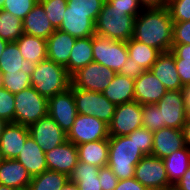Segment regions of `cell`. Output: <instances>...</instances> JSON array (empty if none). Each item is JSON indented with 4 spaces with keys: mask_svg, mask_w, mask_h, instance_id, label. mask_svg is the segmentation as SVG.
Masks as SVG:
<instances>
[{
    "mask_svg": "<svg viewBox=\"0 0 190 190\" xmlns=\"http://www.w3.org/2000/svg\"><path fill=\"white\" fill-rule=\"evenodd\" d=\"M98 177L102 190H114L119 181L117 176L108 166L100 168Z\"/></svg>",
    "mask_w": 190,
    "mask_h": 190,
    "instance_id": "f6af8a7d",
    "label": "cell"
},
{
    "mask_svg": "<svg viewBox=\"0 0 190 190\" xmlns=\"http://www.w3.org/2000/svg\"><path fill=\"white\" fill-rule=\"evenodd\" d=\"M31 176L16 159H4L0 164V184L23 190L28 189Z\"/></svg>",
    "mask_w": 190,
    "mask_h": 190,
    "instance_id": "603a6c76",
    "label": "cell"
},
{
    "mask_svg": "<svg viewBox=\"0 0 190 190\" xmlns=\"http://www.w3.org/2000/svg\"><path fill=\"white\" fill-rule=\"evenodd\" d=\"M116 74L115 71L93 61L71 76V85L78 89L102 93Z\"/></svg>",
    "mask_w": 190,
    "mask_h": 190,
    "instance_id": "9c48e42d",
    "label": "cell"
},
{
    "mask_svg": "<svg viewBox=\"0 0 190 190\" xmlns=\"http://www.w3.org/2000/svg\"><path fill=\"white\" fill-rule=\"evenodd\" d=\"M177 190H190V166L183 174L182 178L173 186Z\"/></svg>",
    "mask_w": 190,
    "mask_h": 190,
    "instance_id": "f907efd6",
    "label": "cell"
},
{
    "mask_svg": "<svg viewBox=\"0 0 190 190\" xmlns=\"http://www.w3.org/2000/svg\"><path fill=\"white\" fill-rule=\"evenodd\" d=\"M135 19L136 17L116 10L104 2L95 22V32L111 40L127 42L133 37Z\"/></svg>",
    "mask_w": 190,
    "mask_h": 190,
    "instance_id": "277c9868",
    "label": "cell"
},
{
    "mask_svg": "<svg viewBox=\"0 0 190 190\" xmlns=\"http://www.w3.org/2000/svg\"><path fill=\"white\" fill-rule=\"evenodd\" d=\"M4 161V157L2 156L1 150H0V164Z\"/></svg>",
    "mask_w": 190,
    "mask_h": 190,
    "instance_id": "6125c7cd",
    "label": "cell"
},
{
    "mask_svg": "<svg viewBox=\"0 0 190 190\" xmlns=\"http://www.w3.org/2000/svg\"><path fill=\"white\" fill-rule=\"evenodd\" d=\"M60 190H80V189L76 184L70 183L68 181Z\"/></svg>",
    "mask_w": 190,
    "mask_h": 190,
    "instance_id": "db71d44e",
    "label": "cell"
},
{
    "mask_svg": "<svg viewBox=\"0 0 190 190\" xmlns=\"http://www.w3.org/2000/svg\"><path fill=\"white\" fill-rule=\"evenodd\" d=\"M173 44L190 45V21L173 24Z\"/></svg>",
    "mask_w": 190,
    "mask_h": 190,
    "instance_id": "ee69618b",
    "label": "cell"
},
{
    "mask_svg": "<svg viewBox=\"0 0 190 190\" xmlns=\"http://www.w3.org/2000/svg\"><path fill=\"white\" fill-rule=\"evenodd\" d=\"M144 8H162L168 5V0H140Z\"/></svg>",
    "mask_w": 190,
    "mask_h": 190,
    "instance_id": "816d5d0a",
    "label": "cell"
},
{
    "mask_svg": "<svg viewBox=\"0 0 190 190\" xmlns=\"http://www.w3.org/2000/svg\"><path fill=\"white\" fill-rule=\"evenodd\" d=\"M144 156L133 137L109 136L107 166L119 180L134 177L135 166Z\"/></svg>",
    "mask_w": 190,
    "mask_h": 190,
    "instance_id": "7a4b0ae2",
    "label": "cell"
},
{
    "mask_svg": "<svg viewBox=\"0 0 190 190\" xmlns=\"http://www.w3.org/2000/svg\"><path fill=\"white\" fill-rule=\"evenodd\" d=\"M185 94L186 105H190V85H187L183 88Z\"/></svg>",
    "mask_w": 190,
    "mask_h": 190,
    "instance_id": "11a10c76",
    "label": "cell"
},
{
    "mask_svg": "<svg viewBox=\"0 0 190 190\" xmlns=\"http://www.w3.org/2000/svg\"><path fill=\"white\" fill-rule=\"evenodd\" d=\"M68 181L66 174L46 170L31 178L28 190H60Z\"/></svg>",
    "mask_w": 190,
    "mask_h": 190,
    "instance_id": "d6a6232c",
    "label": "cell"
},
{
    "mask_svg": "<svg viewBox=\"0 0 190 190\" xmlns=\"http://www.w3.org/2000/svg\"><path fill=\"white\" fill-rule=\"evenodd\" d=\"M185 122H190V105H186Z\"/></svg>",
    "mask_w": 190,
    "mask_h": 190,
    "instance_id": "6f0895ef",
    "label": "cell"
},
{
    "mask_svg": "<svg viewBox=\"0 0 190 190\" xmlns=\"http://www.w3.org/2000/svg\"><path fill=\"white\" fill-rule=\"evenodd\" d=\"M58 30L68 33L76 39L92 37L96 34L95 23L91 20V12L65 11Z\"/></svg>",
    "mask_w": 190,
    "mask_h": 190,
    "instance_id": "44dd1931",
    "label": "cell"
},
{
    "mask_svg": "<svg viewBox=\"0 0 190 190\" xmlns=\"http://www.w3.org/2000/svg\"><path fill=\"white\" fill-rule=\"evenodd\" d=\"M182 85H190V62L183 59H174Z\"/></svg>",
    "mask_w": 190,
    "mask_h": 190,
    "instance_id": "7dc6e473",
    "label": "cell"
},
{
    "mask_svg": "<svg viewBox=\"0 0 190 190\" xmlns=\"http://www.w3.org/2000/svg\"><path fill=\"white\" fill-rule=\"evenodd\" d=\"M15 42L25 60L38 64L47 59L46 39L23 33Z\"/></svg>",
    "mask_w": 190,
    "mask_h": 190,
    "instance_id": "83f0119b",
    "label": "cell"
},
{
    "mask_svg": "<svg viewBox=\"0 0 190 190\" xmlns=\"http://www.w3.org/2000/svg\"><path fill=\"white\" fill-rule=\"evenodd\" d=\"M134 82L135 79L117 73L102 93L116 106L132 102L134 101Z\"/></svg>",
    "mask_w": 190,
    "mask_h": 190,
    "instance_id": "484cf974",
    "label": "cell"
},
{
    "mask_svg": "<svg viewBox=\"0 0 190 190\" xmlns=\"http://www.w3.org/2000/svg\"><path fill=\"white\" fill-rule=\"evenodd\" d=\"M48 115L68 134L78 115L73 86L48 98Z\"/></svg>",
    "mask_w": 190,
    "mask_h": 190,
    "instance_id": "4fadbf2b",
    "label": "cell"
},
{
    "mask_svg": "<svg viewBox=\"0 0 190 190\" xmlns=\"http://www.w3.org/2000/svg\"><path fill=\"white\" fill-rule=\"evenodd\" d=\"M0 85L15 94L31 86V76L22 71L0 73Z\"/></svg>",
    "mask_w": 190,
    "mask_h": 190,
    "instance_id": "e575fe53",
    "label": "cell"
},
{
    "mask_svg": "<svg viewBox=\"0 0 190 190\" xmlns=\"http://www.w3.org/2000/svg\"><path fill=\"white\" fill-rule=\"evenodd\" d=\"M16 160L26 168L31 177L48 170L45 153L31 135L27 137Z\"/></svg>",
    "mask_w": 190,
    "mask_h": 190,
    "instance_id": "7402d4cb",
    "label": "cell"
},
{
    "mask_svg": "<svg viewBox=\"0 0 190 190\" xmlns=\"http://www.w3.org/2000/svg\"><path fill=\"white\" fill-rule=\"evenodd\" d=\"M114 190H150V189L143 186L134 177H131L125 180H119Z\"/></svg>",
    "mask_w": 190,
    "mask_h": 190,
    "instance_id": "c3c4849f",
    "label": "cell"
},
{
    "mask_svg": "<svg viewBox=\"0 0 190 190\" xmlns=\"http://www.w3.org/2000/svg\"><path fill=\"white\" fill-rule=\"evenodd\" d=\"M99 170L97 166L78 161L68 176L69 182L76 184L80 190H102L98 177Z\"/></svg>",
    "mask_w": 190,
    "mask_h": 190,
    "instance_id": "f1b7e54d",
    "label": "cell"
},
{
    "mask_svg": "<svg viewBox=\"0 0 190 190\" xmlns=\"http://www.w3.org/2000/svg\"><path fill=\"white\" fill-rule=\"evenodd\" d=\"M109 126V136H127L142 127V105L137 101L116 106Z\"/></svg>",
    "mask_w": 190,
    "mask_h": 190,
    "instance_id": "7c38bea8",
    "label": "cell"
},
{
    "mask_svg": "<svg viewBox=\"0 0 190 190\" xmlns=\"http://www.w3.org/2000/svg\"><path fill=\"white\" fill-rule=\"evenodd\" d=\"M184 144L190 149V122H185L182 127Z\"/></svg>",
    "mask_w": 190,
    "mask_h": 190,
    "instance_id": "f5cc1de1",
    "label": "cell"
},
{
    "mask_svg": "<svg viewBox=\"0 0 190 190\" xmlns=\"http://www.w3.org/2000/svg\"><path fill=\"white\" fill-rule=\"evenodd\" d=\"M14 123L29 127L48 115V99L32 86L14 94Z\"/></svg>",
    "mask_w": 190,
    "mask_h": 190,
    "instance_id": "5b68a950",
    "label": "cell"
},
{
    "mask_svg": "<svg viewBox=\"0 0 190 190\" xmlns=\"http://www.w3.org/2000/svg\"><path fill=\"white\" fill-rule=\"evenodd\" d=\"M109 138V126L95 116L78 114L67 134V140L75 144L88 143Z\"/></svg>",
    "mask_w": 190,
    "mask_h": 190,
    "instance_id": "30bf717a",
    "label": "cell"
},
{
    "mask_svg": "<svg viewBox=\"0 0 190 190\" xmlns=\"http://www.w3.org/2000/svg\"><path fill=\"white\" fill-rule=\"evenodd\" d=\"M142 127L153 133L161 129L160 109L156 104L142 105Z\"/></svg>",
    "mask_w": 190,
    "mask_h": 190,
    "instance_id": "74e56055",
    "label": "cell"
},
{
    "mask_svg": "<svg viewBox=\"0 0 190 190\" xmlns=\"http://www.w3.org/2000/svg\"><path fill=\"white\" fill-rule=\"evenodd\" d=\"M0 190H19L0 184Z\"/></svg>",
    "mask_w": 190,
    "mask_h": 190,
    "instance_id": "91938a15",
    "label": "cell"
},
{
    "mask_svg": "<svg viewBox=\"0 0 190 190\" xmlns=\"http://www.w3.org/2000/svg\"><path fill=\"white\" fill-rule=\"evenodd\" d=\"M144 71L145 70L139 64H135L133 60L128 57L126 63L122 66L118 74L136 79Z\"/></svg>",
    "mask_w": 190,
    "mask_h": 190,
    "instance_id": "bcb514c9",
    "label": "cell"
},
{
    "mask_svg": "<svg viewBox=\"0 0 190 190\" xmlns=\"http://www.w3.org/2000/svg\"><path fill=\"white\" fill-rule=\"evenodd\" d=\"M173 24L167 6L144 8L135 19L132 38L157 49L160 53L171 51Z\"/></svg>",
    "mask_w": 190,
    "mask_h": 190,
    "instance_id": "6da1fadb",
    "label": "cell"
},
{
    "mask_svg": "<svg viewBox=\"0 0 190 190\" xmlns=\"http://www.w3.org/2000/svg\"><path fill=\"white\" fill-rule=\"evenodd\" d=\"M78 114L95 116L108 125L111 123L116 105L100 92H93L73 87Z\"/></svg>",
    "mask_w": 190,
    "mask_h": 190,
    "instance_id": "52a82bcc",
    "label": "cell"
},
{
    "mask_svg": "<svg viewBox=\"0 0 190 190\" xmlns=\"http://www.w3.org/2000/svg\"><path fill=\"white\" fill-rule=\"evenodd\" d=\"M105 0H67L66 11L91 12V20L95 23Z\"/></svg>",
    "mask_w": 190,
    "mask_h": 190,
    "instance_id": "8d00e7d4",
    "label": "cell"
},
{
    "mask_svg": "<svg viewBox=\"0 0 190 190\" xmlns=\"http://www.w3.org/2000/svg\"><path fill=\"white\" fill-rule=\"evenodd\" d=\"M55 30L38 1L23 20V33L47 40Z\"/></svg>",
    "mask_w": 190,
    "mask_h": 190,
    "instance_id": "cb8c5ba5",
    "label": "cell"
},
{
    "mask_svg": "<svg viewBox=\"0 0 190 190\" xmlns=\"http://www.w3.org/2000/svg\"><path fill=\"white\" fill-rule=\"evenodd\" d=\"M36 64L25 60L16 42H8L3 54L0 57V73L22 71L32 75Z\"/></svg>",
    "mask_w": 190,
    "mask_h": 190,
    "instance_id": "d4e9b609",
    "label": "cell"
},
{
    "mask_svg": "<svg viewBox=\"0 0 190 190\" xmlns=\"http://www.w3.org/2000/svg\"><path fill=\"white\" fill-rule=\"evenodd\" d=\"M171 52L174 59H183L190 62V45L189 44H172Z\"/></svg>",
    "mask_w": 190,
    "mask_h": 190,
    "instance_id": "681fc988",
    "label": "cell"
},
{
    "mask_svg": "<svg viewBox=\"0 0 190 190\" xmlns=\"http://www.w3.org/2000/svg\"><path fill=\"white\" fill-rule=\"evenodd\" d=\"M5 0H0V11L3 10Z\"/></svg>",
    "mask_w": 190,
    "mask_h": 190,
    "instance_id": "94428289",
    "label": "cell"
},
{
    "mask_svg": "<svg viewBox=\"0 0 190 190\" xmlns=\"http://www.w3.org/2000/svg\"><path fill=\"white\" fill-rule=\"evenodd\" d=\"M127 136L133 137L135 144L137 145V147H139L144 155L152 154L153 132L149 131L145 127H141L134 130Z\"/></svg>",
    "mask_w": 190,
    "mask_h": 190,
    "instance_id": "b9f144b4",
    "label": "cell"
},
{
    "mask_svg": "<svg viewBox=\"0 0 190 190\" xmlns=\"http://www.w3.org/2000/svg\"><path fill=\"white\" fill-rule=\"evenodd\" d=\"M8 122L0 118V138L3 132L4 127L7 125Z\"/></svg>",
    "mask_w": 190,
    "mask_h": 190,
    "instance_id": "680465c9",
    "label": "cell"
},
{
    "mask_svg": "<svg viewBox=\"0 0 190 190\" xmlns=\"http://www.w3.org/2000/svg\"><path fill=\"white\" fill-rule=\"evenodd\" d=\"M28 129L44 153L67 141V134L49 115L31 124Z\"/></svg>",
    "mask_w": 190,
    "mask_h": 190,
    "instance_id": "5bb4252c",
    "label": "cell"
},
{
    "mask_svg": "<svg viewBox=\"0 0 190 190\" xmlns=\"http://www.w3.org/2000/svg\"><path fill=\"white\" fill-rule=\"evenodd\" d=\"M7 43H8V41L0 38V57L3 54V51L5 50Z\"/></svg>",
    "mask_w": 190,
    "mask_h": 190,
    "instance_id": "9f6ffc18",
    "label": "cell"
},
{
    "mask_svg": "<svg viewBox=\"0 0 190 190\" xmlns=\"http://www.w3.org/2000/svg\"><path fill=\"white\" fill-rule=\"evenodd\" d=\"M185 147L182 129L161 128L153 133L152 156L161 159Z\"/></svg>",
    "mask_w": 190,
    "mask_h": 190,
    "instance_id": "ffe728a7",
    "label": "cell"
},
{
    "mask_svg": "<svg viewBox=\"0 0 190 190\" xmlns=\"http://www.w3.org/2000/svg\"><path fill=\"white\" fill-rule=\"evenodd\" d=\"M92 48L94 62L116 73L120 71L129 57L126 42L111 40L98 34L92 36Z\"/></svg>",
    "mask_w": 190,
    "mask_h": 190,
    "instance_id": "8992f818",
    "label": "cell"
},
{
    "mask_svg": "<svg viewBox=\"0 0 190 190\" xmlns=\"http://www.w3.org/2000/svg\"><path fill=\"white\" fill-rule=\"evenodd\" d=\"M93 61L92 37L76 39L69 57V75Z\"/></svg>",
    "mask_w": 190,
    "mask_h": 190,
    "instance_id": "4dcf8cb0",
    "label": "cell"
},
{
    "mask_svg": "<svg viewBox=\"0 0 190 190\" xmlns=\"http://www.w3.org/2000/svg\"><path fill=\"white\" fill-rule=\"evenodd\" d=\"M164 85L150 70L144 71L134 82V101L140 105L156 104L166 93Z\"/></svg>",
    "mask_w": 190,
    "mask_h": 190,
    "instance_id": "2e32d148",
    "label": "cell"
},
{
    "mask_svg": "<svg viewBox=\"0 0 190 190\" xmlns=\"http://www.w3.org/2000/svg\"><path fill=\"white\" fill-rule=\"evenodd\" d=\"M150 71L167 91L183 90L184 86L181 83L171 51L160 53Z\"/></svg>",
    "mask_w": 190,
    "mask_h": 190,
    "instance_id": "e0dca14e",
    "label": "cell"
},
{
    "mask_svg": "<svg viewBox=\"0 0 190 190\" xmlns=\"http://www.w3.org/2000/svg\"><path fill=\"white\" fill-rule=\"evenodd\" d=\"M29 135L27 126L7 123L0 138V150L4 159H16Z\"/></svg>",
    "mask_w": 190,
    "mask_h": 190,
    "instance_id": "ac0fdd59",
    "label": "cell"
},
{
    "mask_svg": "<svg viewBox=\"0 0 190 190\" xmlns=\"http://www.w3.org/2000/svg\"><path fill=\"white\" fill-rule=\"evenodd\" d=\"M31 86L48 99L70 88L71 76L64 66L46 59L36 64L31 75Z\"/></svg>",
    "mask_w": 190,
    "mask_h": 190,
    "instance_id": "3957f363",
    "label": "cell"
},
{
    "mask_svg": "<svg viewBox=\"0 0 190 190\" xmlns=\"http://www.w3.org/2000/svg\"><path fill=\"white\" fill-rule=\"evenodd\" d=\"M167 8L174 23L190 21V0H168Z\"/></svg>",
    "mask_w": 190,
    "mask_h": 190,
    "instance_id": "60d3db41",
    "label": "cell"
},
{
    "mask_svg": "<svg viewBox=\"0 0 190 190\" xmlns=\"http://www.w3.org/2000/svg\"><path fill=\"white\" fill-rule=\"evenodd\" d=\"M78 160L99 168L108 164L109 138L77 145Z\"/></svg>",
    "mask_w": 190,
    "mask_h": 190,
    "instance_id": "4316f807",
    "label": "cell"
},
{
    "mask_svg": "<svg viewBox=\"0 0 190 190\" xmlns=\"http://www.w3.org/2000/svg\"><path fill=\"white\" fill-rule=\"evenodd\" d=\"M128 48V56L135 64H139L145 71L150 70L160 52L146 44L139 42L133 38L126 42Z\"/></svg>",
    "mask_w": 190,
    "mask_h": 190,
    "instance_id": "1f68e13d",
    "label": "cell"
},
{
    "mask_svg": "<svg viewBox=\"0 0 190 190\" xmlns=\"http://www.w3.org/2000/svg\"><path fill=\"white\" fill-rule=\"evenodd\" d=\"M14 94L0 85V118L8 123H14Z\"/></svg>",
    "mask_w": 190,
    "mask_h": 190,
    "instance_id": "ab89813d",
    "label": "cell"
},
{
    "mask_svg": "<svg viewBox=\"0 0 190 190\" xmlns=\"http://www.w3.org/2000/svg\"><path fill=\"white\" fill-rule=\"evenodd\" d=\"M167 190H177L175 187H170V188H168Z\"/></svg>",
    "mask_w": 190,
    "mask_h": 190,
    "instance_id": "be15d7a7",
    "label": "cell"
},
{
    "mask_svg": "<svg viewBox=\"0 0 190 190\" xmlns=\"http://www.w3.org/2000/svg\"><path fill=\"white\" fill-rule=\"evenodd\" d=\"M47 169L69 176L78 163L77 146L70 141L45 153Z\"/></svg>",
    "mask_w": 190,
    "mask_h": 190,
    "instance_id": "9a60e30c",
    "label": "cell"
},
{
    "mask_svg": "<svg viewBox=\"0 0 190 190\" xmlns=\"http://www.w3.org/2000/svg\"><path fill=\"white\" fill-rule=\"evenodd\" d=\"M134 178L150 190H167L173 185L161 158L145 155L135 166Z\"/></svg>",
    "mask_w": 190,
    "mask_h": 190,
    "instance_id": "ba28073f",
    "label": "cell"
},
{
    "mask_svg": "<svg viewBox=\"0 0 190 190\" xmlns=\"http://www.w3.org/2000/svg\"><path fill=\"white\" fill-rule=\"evenodd\" d=\"M169 182L174 186L190 166V149L185 146L162 159Z\"/></svg>",
    "mask_w": 190,
    "mask_h": 190,
    "instance_id": "f546056e",
    "label": "cell"
},
{
    "mask_svg": "<svg viewBox=\"0 0 190 190\" xmlns=\"http://www.w3.org/2000/svg\"><path fill=\"white\" fill-rule=\"evenodd\" d=\"M23 35V21L5 10L0 11V38L15 42Z\"/></svg>",
    "mask_w": 190,
    "mask_h": 190,
    "instance_id": "836d02e7",
    "label": "cell"
},
{
    "mask_svg": "<svg viewBox=\"0 0 190 190\" xmlns=\"http://www.w3.org/2000/svg\"><path fill=\"white\" fill-rule=\"evenodd\" d=\"M105 2L112 8L124 11L133 17H137L144 10L140 0H105Z\"/></svg>",
    "mask_w": 190,
    "mask_h": 190,
    "instance_id": "7bdbcfd3",
    "label": "cell"
},
{
    "mask_svg": "<svg viewBox=\"0 0 190 190\" xmlns=\"http://www.w3.org/2000/svg\"><path fill=\"white\" fill-rule=\"evenodd\" d=\"M156 106L160 109L161 128L182 129L185 124L186 110L183 90L166 91Z\"/></svg>",
    "mask_w": 190,
    "mask_h": 190,
    "instance_id": "8fae6325",
    "label": "cell"
},
{
    "mask_svg": "<svg viewBox=\"0 0 190 190\" xmlns=\"http://www.w3.org/2000/svg\"><path fill=\"white\" fill-rule=\"evenodd\" d=\"M45 13L55 29H58L63 21L67 9V0H39Z\"/></svg>",
    "mask_w": 190,
    "mask_h": 190,
    "instance_id": "d590c367",
    "label": "cell"
},
{
    "mask_svg": "<svg viewBox=\"0 0 190 190\" xmlns=\"http://www.w3.org/2000/svg\"><path fill=\"white\" fill-rule=\"evenodd\" d=\"M76 38L56 29L47 39V59L64 66L69 74V57Z\"/></svg>",
    "mask_w": 190,
    "mask_h": 190,
    "instance_id": "d6986e66",
    "label": "cell"
},
{
    "mask_svg": "<svg viewBox=\"0 0 190 190\" xmlns=\"http://www.w3.org/2000/svg\"><path fill=\"white\" fill-rule=\"evenodd\" d=\"M39 0H5L3 10L10 12L20 20L34 8Z\"/></svg>",
    "mask_w": 190,
    "mask_h": 190,
    "instance_id": "f35d334b",
    "label": "cell"
}]
</instances>
